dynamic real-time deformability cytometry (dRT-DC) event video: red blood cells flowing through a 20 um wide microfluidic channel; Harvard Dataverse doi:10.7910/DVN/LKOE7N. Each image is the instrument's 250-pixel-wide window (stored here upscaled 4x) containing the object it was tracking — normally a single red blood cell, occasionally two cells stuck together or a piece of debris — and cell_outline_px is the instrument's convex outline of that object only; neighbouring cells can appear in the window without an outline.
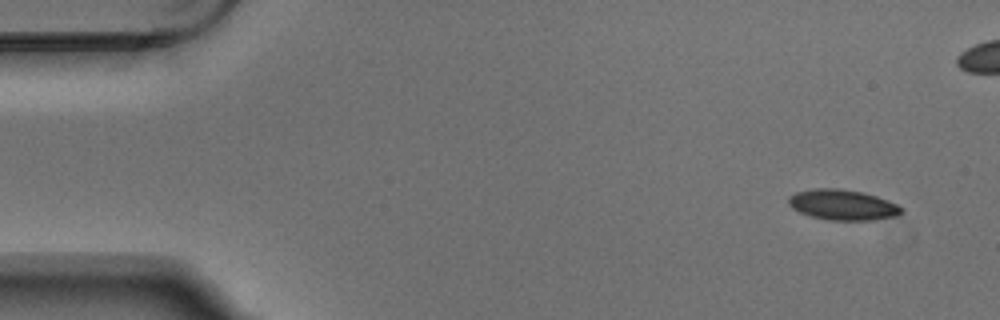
{"species": "Egyptian fruit bat (a non-hibernating species)", "species_latin": "Rousettus aegyptiacus", "temperature_condition": "warm", "stored_images_in_passage": 5, "camera_frame_rate_fps": 3000, "um_per_image_px": 0.085, "animal": {"sex": "male"}, "frame": {"image": 1, "passage_image": 1, "time_ms": 0.0, "image_size_px": [1000, 320], "cell_outline_px": [[904, 212], [896, 216], [872, 220], [828, 220], [812, 216], [800, 212], [792, 208], [788, 204], [788, 196], [796, 192], [816, 188], [840, 188], [860, 192], [876, 196], [888, 200], [904, 208]], "centroid_in_image_um": [71.63, 17.41], "position_along_channel_um": 13.4, "area_um2": 20.06}}